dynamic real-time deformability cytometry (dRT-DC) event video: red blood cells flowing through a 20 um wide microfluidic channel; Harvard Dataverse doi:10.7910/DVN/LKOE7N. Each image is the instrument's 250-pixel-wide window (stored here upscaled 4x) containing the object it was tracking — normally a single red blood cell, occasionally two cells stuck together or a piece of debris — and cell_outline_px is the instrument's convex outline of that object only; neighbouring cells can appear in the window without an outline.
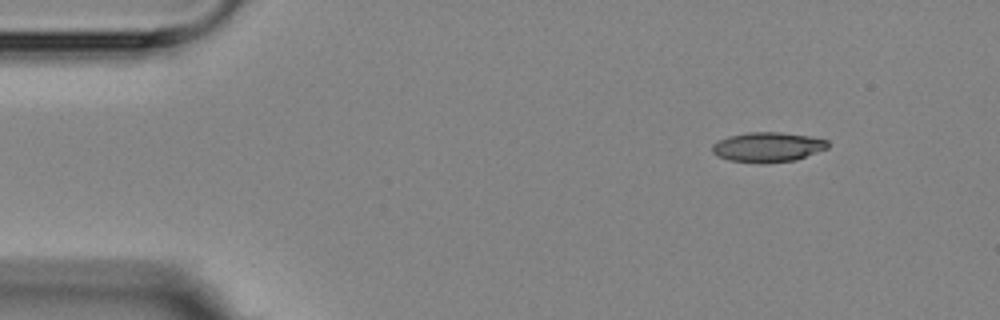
{"species": "Egyptian fruit bat (a non-hibernating species)", "species_latin": "Rousettus aegyptiacus", "temperature_condition": "room temperature", "stored_images_in_passage": 3, "camera_frame_rate_fps": 3000, "um_per_image_px": 0.085, "animal": {"sex": "female"}, "frame": {"image": 1, "passage_image": 1, "time_ms": 0.0, "image_size_px": [1000, 320], "cell_outline_px": [[828, 148], [796, 160], [728, 160], [716, 156], [712, 152], [712, 144], [728, 136], [748, 132], [780, 132], [812, 136], [828, 140]], "centroid_in_image_um": [65.28, 12.45], "position_along_channel_um": 19.7, "area_um2": 19.36}}